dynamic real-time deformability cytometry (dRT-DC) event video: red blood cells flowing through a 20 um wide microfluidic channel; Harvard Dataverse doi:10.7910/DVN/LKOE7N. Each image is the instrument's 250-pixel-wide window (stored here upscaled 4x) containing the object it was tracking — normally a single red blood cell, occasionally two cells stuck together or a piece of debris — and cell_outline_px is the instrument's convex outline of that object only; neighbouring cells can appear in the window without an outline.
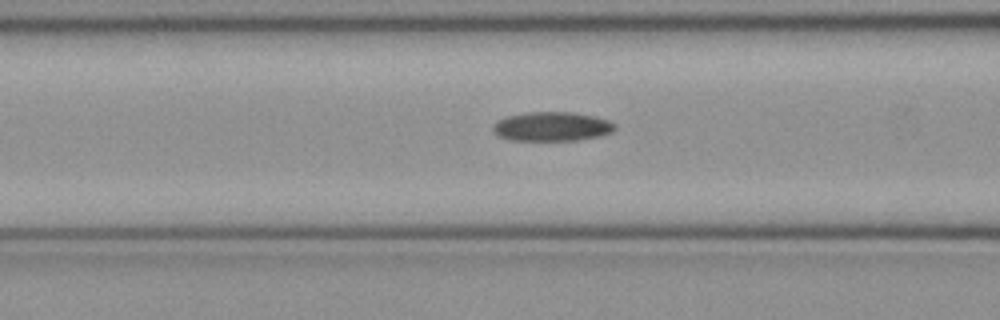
{"species": "common noctule bat (a hibernating species)", "species_latin": "Nyctalus noctula", "temperature_condition": "cold", "stored_images_in_passage": 51, "camera_frame_rate_fps": 3000, "um_per_image_px": 0.085, "animal": {"sex": "female", "body_mass_g": 21.9}, "frame": {"image": 1, "passage_image": 20, "time_ms": 6.333, "image_size_px": [1000, 320], "cell_outline_px": [[616, 128], [612, 132], [600, 136], [576, 140], [512, 140], [500, 136], [492, 128], [492, 124], [496, 120], [504, 116], [524, 112], [572, 112], [596, 116], [608, 120], [616, 124]], "centroid_in_image_um": [46.91, 10.73], "position_along_channel_um": 119.7, "area_um2": 20.92}}
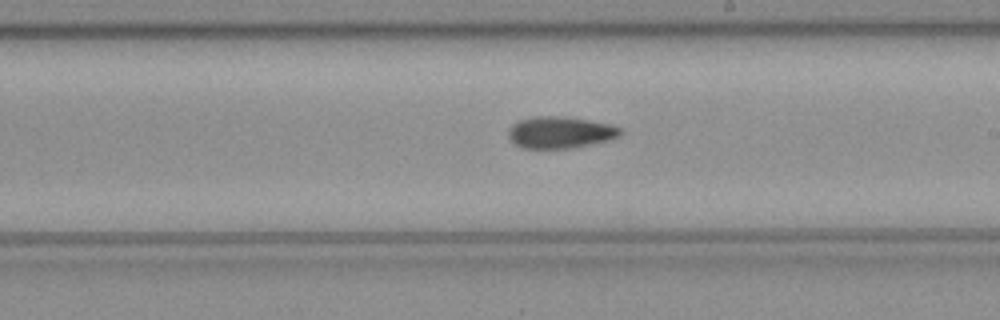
{"frame": {"image": 2, "passage_image": 29, "time_ms": 9.333, "image_size_px": [1000, 320], "cell_outline_px": [[624, 132], [620, 136], [608, 140], [568, 148], [524, 148], [516, 144], [508, 136], [508, 132], [512, 124], [520, 120], [536, 116], [564, 116], [612, 124], [620, 128]], "centroid_in_image_um": [47.64, 11.24], "position_along_channel_um": 241.4, "area_um2": 20.52}}
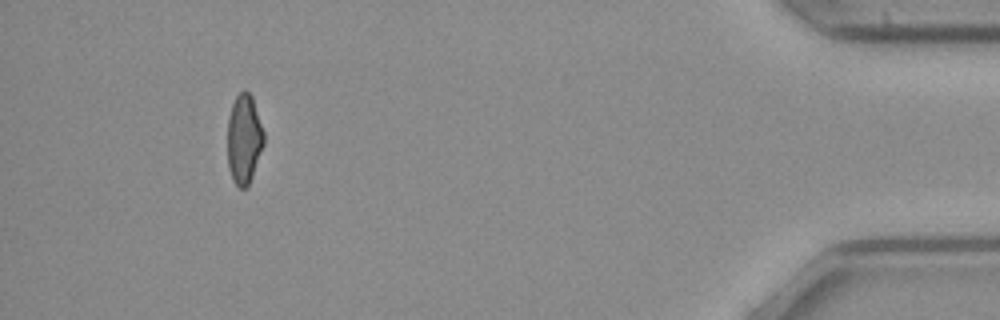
{"frame": {"image": 3, "passage_image": 47, "time_ms": 15.333, "image_size_px": [1000, 320], "cell_outline_px": [[264, 144], [252, 176], [248, 184], [244, 188], [240, 188], [232, 180], [228, 168], [228, 116], [232, 104], [236, 96], [244, 88], [252, 96], [264, 132]], "centroid_in_image_um": [20.74, 11.8], "position_along_channel_um": 414.5, "area_um2": 18.96}, "authors_computed_cell_mechanics": {"area_um2": 20.23, "velocity_mm_per_s": 4.0407, "shape_relaxation_time_tau1_ms": null, "shape_relaxation_time_tau2_ms": 9.695, "deformation_change_tau1": null, "deformation_change_tau2": 0.2025}}